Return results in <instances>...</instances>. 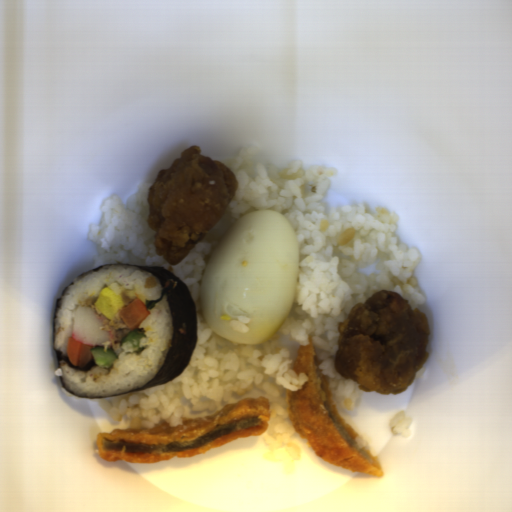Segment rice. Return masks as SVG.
I'll return each instance as SVG.
<instances>
[{
  "label": "rice",
  "mask_w": 512,
  "mask_h": 512,
  "mask_svg": "<svg viewBox=\"0 0 512 512\" xmlns=\"http://www.w3.org/2000/svg\"><path fill=\"white\" fill-rule=\"evenodd\" d=\"M255 145L222 157L237 177L238 189L219 223L176 266L156 255L149 224L148 193L154 182L135 189L129 199L109 197L97 223L88 224V239L97 244L94 268L125 263L165 268L187 287L193 300L196 332L191 358L173 379L139 391L98 397L99 407L120 429H144L161 423L172 428L188 419L214 414L243 398L265 396L270 411L267 429L253 436L263 443L265 460L295 468L306 438L294 427L287 391L303 387L306 372L293 369L298 346L311 334L338 411L356 408L360 384L335 368L340 349L339 322L357 303L376 291H395L412 310L425 305L426 294L414 274L421 259L414 247L400 244L398 214L383 205L323 204L334 166L306 168L301 160L272 168L255 160ZM276 210L298 239L299 265L293 305L283 325L267 340L240 344L211 332L199 308L201 274L207 257L223 234L241 217Z\"/></svg>",
  "instance_id": "obj_1"
},
{
  "label": "rice",
  "mask_w": 512,
  "mask_h": 512,
  "mask_svg": "<svg viewBox=\"0 0 512 512\" xmlns=\"http://www.w3.org/2000/svg\"><path fill=\"white\" fill-rule=\"evenodd\" d=\"M148 314L135 329H129L119 318L110 320L114 341L107 347L117 358L110 367L95 366L82 371L64 360L54 372L61 377L67 389L83 397H102L143 388L160 370L169 351L173 336V315L165 296L147 309ZM128 331L142 333L140 351L129 344H121Z\"/></svg>",
  "instance_id": "obj_2"
},
{
  "label": "rice",
  "mask_w": 512,
  "mask_h": 512,
  "mask_svg": "<svg viewBox=\"0 0 512 512\" xmlns=\"http://www.w3.org/2000/svg\"><path fill=\"white\" fill-rule=\"evenodd\" d=\"M108 287L121 296L125 307L134 299L143 302L158 300L162 286L154 275L130 266H108L97 269L74 281L58 301L54 319L53 347L68 356V340L73 337L74 311L78 306L94 304L102 289ZM69 357V356H68Z\"/></svg>",
  "instance_id": "obj_3"
}]
</instances>
